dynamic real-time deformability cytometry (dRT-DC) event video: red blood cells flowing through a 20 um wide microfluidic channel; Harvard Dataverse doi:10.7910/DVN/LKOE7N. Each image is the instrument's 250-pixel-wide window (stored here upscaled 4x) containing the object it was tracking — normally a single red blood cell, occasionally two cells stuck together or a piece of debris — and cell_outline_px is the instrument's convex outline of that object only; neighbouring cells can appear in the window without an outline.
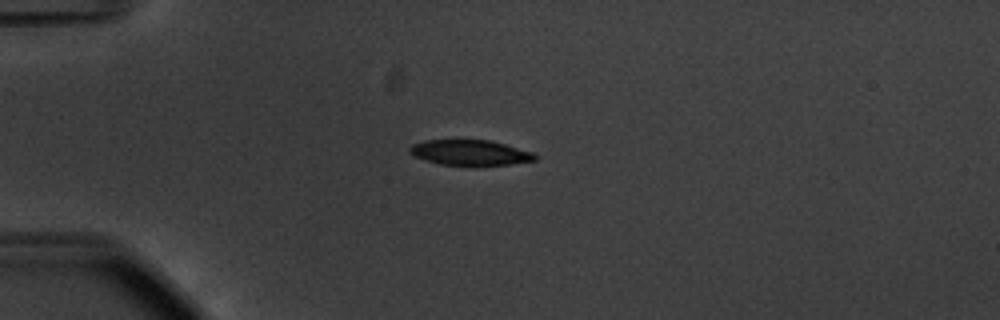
{"species": "common noctule bat (a hibernating species)", "species_latin": "Nyctalus noctula", "temperature_condition": "warm", "stored_images_in_passage": 41, "camera_frame_rate_fps": 3000, "um_per_image_px": 0.085, "animal": {"sex": "male", "body_mass_g": 20.1, "forearm_length_mm": 53.5}, "frame": {"image": 1, "passage_image": 1, "time_ms": 0.0, "image_size_px": [1000, 320], "cell_outline_px": [[536, 160], [508, 164], [440, 164], [416, 156], [408, 152], [408, 148], [412, 144], [424, 140], [488, 140], [504, 144], [532, 152], [536, 156]], "centroid_in_image_um": [39.92, 12.95], "position_along_channel_um": 45.1, "area_um2": 17.92}}
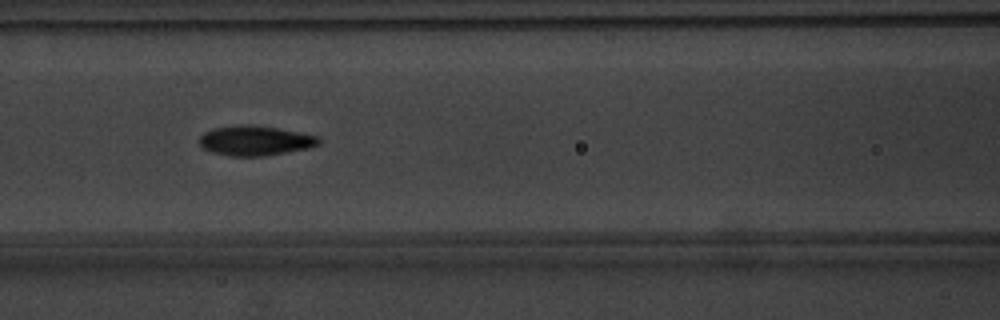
{"frame": {"image": 2, "passage_image": 11, "time_ms": 3.333, "image_size_px": [1000, 320], "cell_outline_px": [[320, 144], [308, 148], [264, 156], [232, 156], [212, 152], [204, 148], [200, 144], [200, 136], [204, 132], [212, 128], [240, 124], [256, 124], [320, 136]], "centroid_in_image_um": [21.7, 11.93], "position_along_channel_um": 144.9, "area_um2": 20.87}}
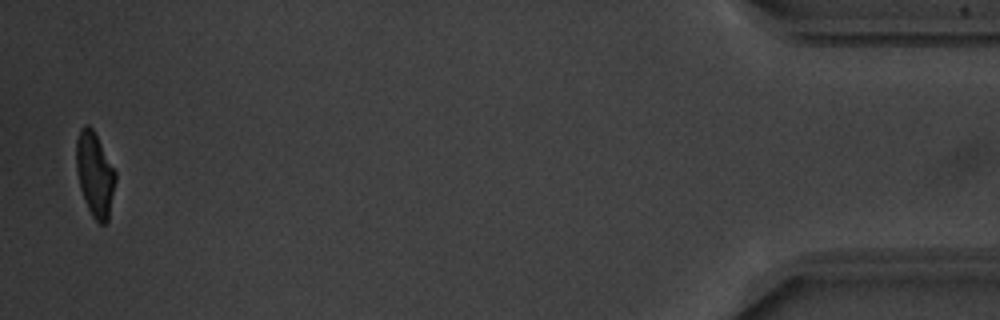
{"frame": {"image": 3, "passage_image": 40, "time_ms": 13.0, "image_size_px": [1000, 320], "cell_outline_px": [[116, 180], [108, 220], [104, 224], [100, 224], [92, 216], [84, 200], [80, 188], [76, 168], [76, 140], [80, 128], [84, 124], [88, 124], [92, 128], [116, 172]], "centroid_in_image_um": [8.05, 14.81], "position_along_channel_um": 427.1, "area_um2": 19.19}, "authors_computed_cell_mechanics": {"area_um2": 20.23, "velocity_mm_per_s": 3.7514, "shape_relaxation_time_tau1_ms": 2.7534, "shape_relaxation_time_tau2_ms": 2.359, "deformation_change_tau1": 0.1726, "deformation_change_tau2": 0.0759}}